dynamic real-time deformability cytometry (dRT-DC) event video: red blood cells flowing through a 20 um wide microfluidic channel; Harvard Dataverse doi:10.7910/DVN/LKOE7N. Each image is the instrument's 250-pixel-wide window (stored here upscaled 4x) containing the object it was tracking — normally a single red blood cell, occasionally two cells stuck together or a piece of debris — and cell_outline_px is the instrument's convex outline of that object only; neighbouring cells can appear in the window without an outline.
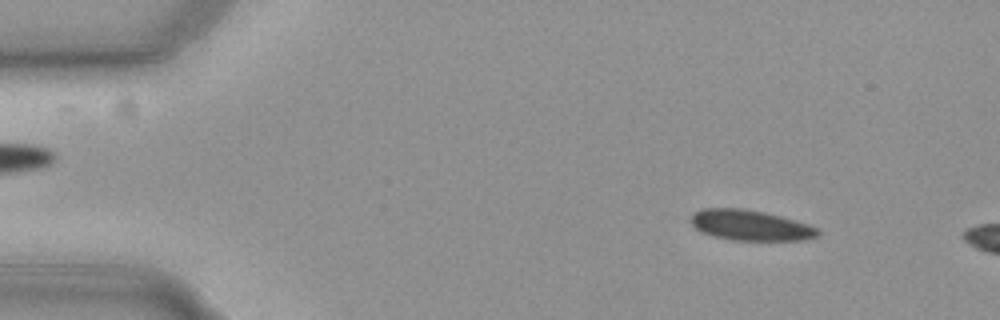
{"species": "common noctule bat (a hibernating species)", "species_latin": "Nyctalus noctula", "temperature_condition": "cold", "stored_images_in_passage": 53, "camera_frame_rate_fps": 3000, "um_per_image_px": 0.085, "animal": {"sex": "female", "body_mass_g": 19.3, "forearm_length_mm": 54.1}, "frame": {"image": 1, "passage_image": 6, "time_ms": 1.667, "image_size_px": [1000, 320], "cell_outline_px": [[820, 232], [816, 236], [804, 240], [732, 240], [700, 232], [688, 220], [700, 208], [744, 208], [764, 212], [780, 216], [808, 224], [816, 228]], "centroid_in_image_um": [63.74, 19.14], "position_along_channel_um": 21.3, "area_um2": 22.43}}
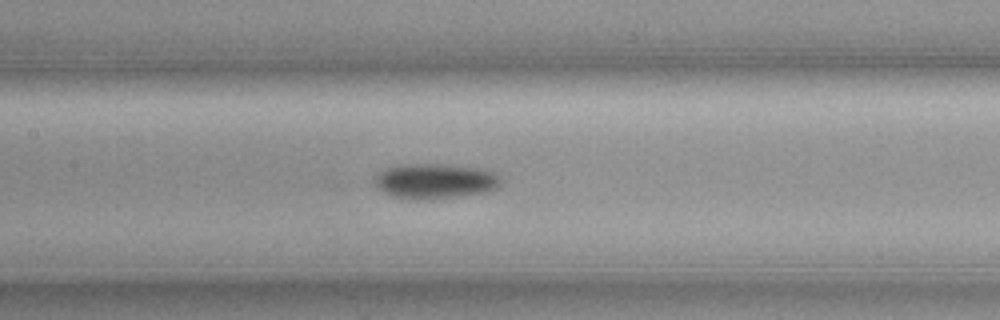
{"frame": {"image": 2, "passage_image": 25, "time_ms": 8.0, "image_size_px": [1000, 320], "cell_outline_px": [[500, 184], [496, 188], [488, 192], [428, 200], [420, 200], [392, 196], [384, 192], [372, 184], [372, 180], [380, 172], [388, 168], [400, 164], [436, 164], [480, 168], [492, 172], [500, 176]], "centroid_in_image_um": [36.95, 15.4], "position_along_channel_um": 170.4, "area_um2": 25.84}}
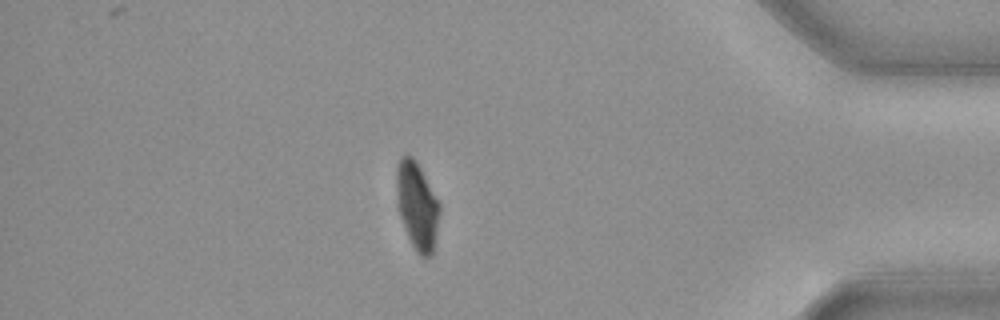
{"frame": {"image": 3, "passage_image": 47, "time_ms": 15.333, "image_size_px": [1000, 320], "cell_outline_px": [[440, 212], [432, 252], [428, 256], [420, 256], [416, 252], [408, 236], [400, 216], [396, 204], [396, 168], [400, 160], [404, 156], [412, 156], [416, 160], [440, 200]], "centroid_in_image_um": [35.45, 17.44], "position_along_channel_um": 399.7, "area_um2": 22.02}}